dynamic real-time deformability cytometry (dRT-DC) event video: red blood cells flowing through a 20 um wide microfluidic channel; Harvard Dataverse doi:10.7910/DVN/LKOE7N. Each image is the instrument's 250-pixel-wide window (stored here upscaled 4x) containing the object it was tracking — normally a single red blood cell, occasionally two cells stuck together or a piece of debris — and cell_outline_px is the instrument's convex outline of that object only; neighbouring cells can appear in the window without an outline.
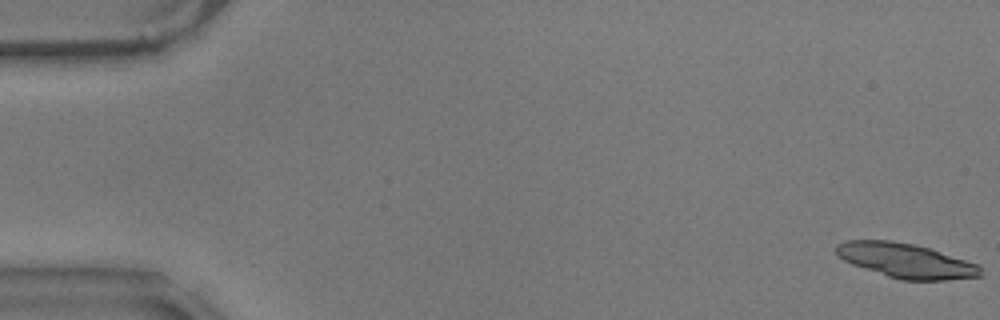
{"species": "common noctule bat (a hibernating species)", "species_latin": "Nyctalus noctula", "temperature_condition": "warm", "stored_images_in_passage": 18, "camera_frame_rate_fps": 3000, "um_per_image_px": 0.085, "animal": {"sex": "male", "body_mass_g": 17.9}, "frame": {"image": 1, "passage_image": 1, "time_ms": 0.0, "image_size_px": [1000, 320], "cell_outline_px": [[984, 276], [944, 280], [900, 280], [852, 264], [844, 260], [836, 252], [836, 244], [848, 240], [892, 240], [916, 244], [932, 248], [980, 264], [984, 268]], "centroid_in_image_um": [77.1, 22.15], "position_along_channel_um": 7.9, "area_um2": 29.48}}